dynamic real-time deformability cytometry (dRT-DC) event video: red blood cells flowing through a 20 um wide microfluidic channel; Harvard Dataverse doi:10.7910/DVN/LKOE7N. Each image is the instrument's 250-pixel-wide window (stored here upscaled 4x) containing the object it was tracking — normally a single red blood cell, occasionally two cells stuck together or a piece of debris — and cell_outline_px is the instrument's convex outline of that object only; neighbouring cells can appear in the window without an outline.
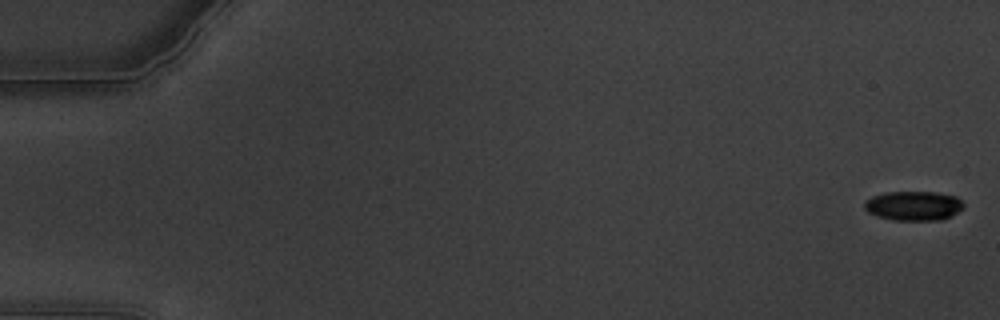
{"species": "common noctule bat (a hibernating species)", "species_latin": "Nyctalus noctula", "temperature_condition": "warm", "stored_images_in_passage": 63, "camera_frame_rate_fps": 3000, "um_per_image_px": 0.085, "animal": {"sex": "male", "body_mass_g": 19.5, "forearm_length_mm": 54.6}, "frame": {"image": 1, "passage_image": 2, "time_ms": 0.333, "image_size_px": [1000, 320], "cell_outline_px": [[964, 208], [940, 220], [892, 220], [876, 216], [868, 212], [864, 208], [864, 200], [872, 196], [888, 192], [936, 192], [956, 196], [964, 204]], "centroid_in_image_um": [77.62, 17.49], "position_along_channel_um": 7.4, "area_um2": 16.99}}
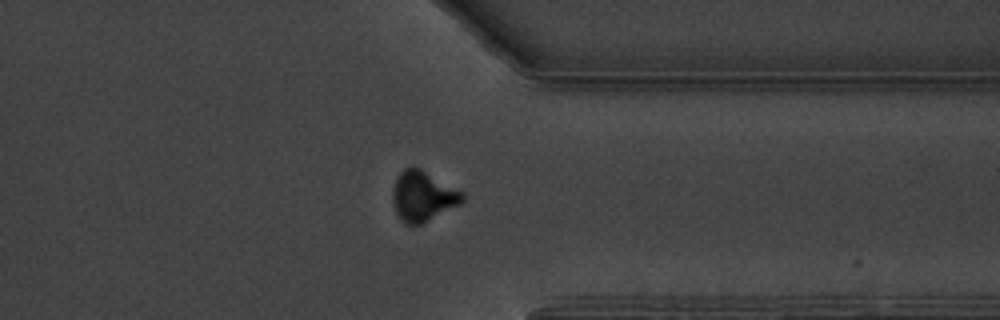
{"frame": {"image": 2, "passage_image": 50, "time_ms": 16.333, "image_size_px": [1000, 320], "cell_outline_px": [[464, 200], [460, 204], [420, 224], [404, 224], [400, 220], [396, 212], [392, 200], [392, 192], [396, 176], [404, 168], [412, 164], [420, 168], [464, 192]], "centroid_in_image_um": [35.92, 16.64], "position_along_channel_um": 375.5, "area_um2": 20.52}}
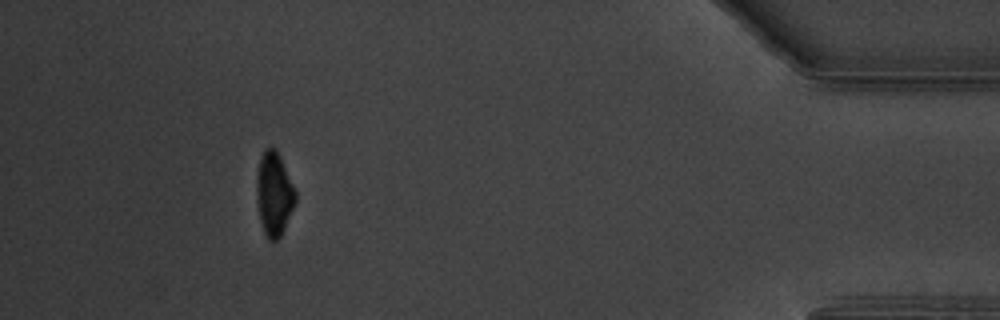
{"frame": {"image": 3, "passage_image": 58, "time_ms": 19.0, "image_size_px": [1000, 320], "cell_outline_px": [[296, 200], [284, 228], [280, 236], [276, 240], [268, 240], [264, 232], [260, 220], [256, 192], [256, 176], [260, 156], [264, 148], [276, 148], [280, 156], [296, 192]], "centroid_in_image_um": [23.27, 16.44], "position_along_channel_um": 411.9, "area_um2": 18.79}, "authors_computed_cell_mechanics": {"area_um2": 19.4208, "velocity_mm_per_s": 3.3193, "shape_relaxation_time_tau1_ms": 4.639, "shape_relaxation_time_tau2_ms": 2.759, "deformation_change_tau1": 0.1437, "deformation_change_tau2": 0.0717}}